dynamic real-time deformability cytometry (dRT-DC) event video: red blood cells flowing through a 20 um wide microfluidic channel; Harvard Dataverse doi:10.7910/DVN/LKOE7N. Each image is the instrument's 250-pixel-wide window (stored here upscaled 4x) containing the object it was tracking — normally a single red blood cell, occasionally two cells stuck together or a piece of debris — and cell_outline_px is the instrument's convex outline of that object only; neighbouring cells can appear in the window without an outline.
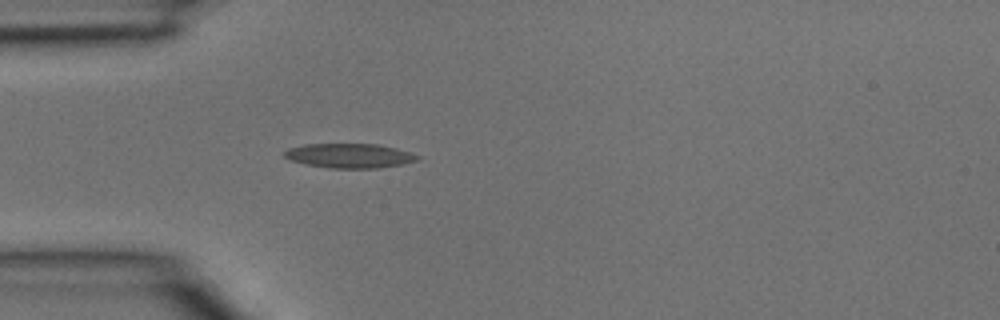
{"species": "common noctule bat (a hibernating species)", "species_latin": "Nyctalus noctula", "temperature_condition": "room temperature", "stored_images_in_passage": 30, "camera_frame_rate_fps": 3000, "um_per_image_px": 0.085, "animal": {"sex": "male", "body_mass_g": 15.6}, "frame": {"image": 1, "passage_image": 1, "time_ms": 0.0, "image_size_px": [1000, 320], "cell_outline_px": [[420, 156], [416, 160], [400, 164], [380, 168], [328, 168], [308, 164], [292, 160], [284, 156], [284, 152], [288, 148], [304, 144], [376, 144], [396, 148]], "centroid_in_image_um": [29.68, 13.23], "position_along_channel_um": 55.3, "area_um2": 18.67}}
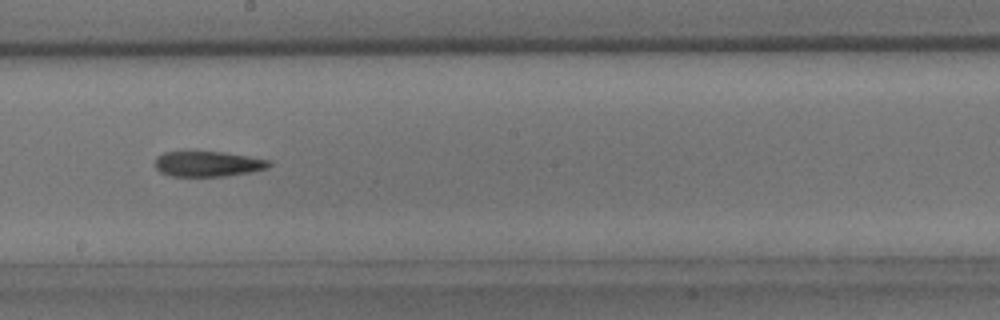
{"frame": {"image": 2, "passage_image": 12, "time_ms": 3.667, "image_size_px": [1000, 320], "cell_outline_px": [[272, 164], [268, 168], [252, 172], [224, 176], [168, 176], [160, 172], [156, 168], [156, 156], [164, 152], [220, 152], [272, 160]], "centroid_in_image_um": [17.69, 13.94], "position_along_channel_um": 230.5, "area_um2": 16.82}}
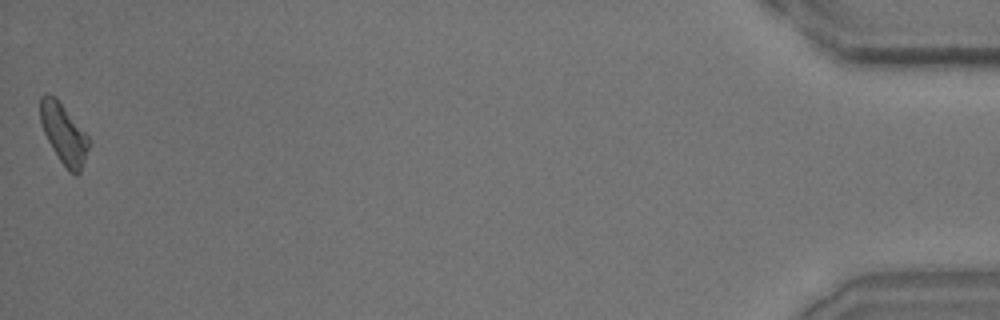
{"frame": {"image": 3, "passage_image": 30, "time_ms": 9.667, "image_size_px": [1000, 320], "cell_outline_px": [[92, 144], [80, 172], [76, 176], [68, 172], [52, 148], [44, 132], [40, 120], [40, 96], [44, 92], [48, 92], [64, 108], [88, 136]], "centroid_in_image_um": [5.44, 11.42], "position_along_channel_um": 429.8, "area_um2": 16.88}}